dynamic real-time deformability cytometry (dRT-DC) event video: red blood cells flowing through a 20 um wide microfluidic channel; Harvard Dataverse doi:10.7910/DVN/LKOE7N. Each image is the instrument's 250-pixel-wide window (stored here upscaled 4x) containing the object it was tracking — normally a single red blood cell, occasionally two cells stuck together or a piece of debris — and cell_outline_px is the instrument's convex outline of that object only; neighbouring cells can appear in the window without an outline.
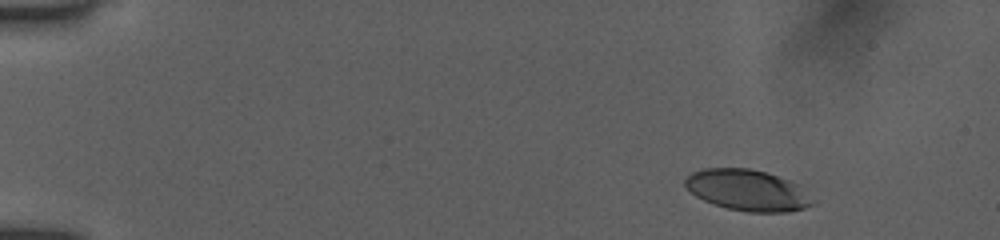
{"species": "human", "species_latin": "Homo sapiens", "temperature_condition": "room temperature", "stored_images_in_passage": 13, "camera_frame_rate_fps": 3000, "um_per_image_px": 0.085, "donor": {"sex": "female"}, "frame": {"image": 1, "passage_image": 3, "time_ms": 1.333, "image_size_px": [1000, 240], "cell_outline_px": [[816, 204], [804, 208], [788, 212], [748, 212], [728, 208], [704, 200], [696, 196], [684, 184], [684, 176], [692, 172], [704, 168], [748, 168], [764, 172], [800, 184], [816, 200]], "centroid_in_image_um": [63.59, 16.17], "position_along_channel_um": 21.4, "area_um2": 30.69}}
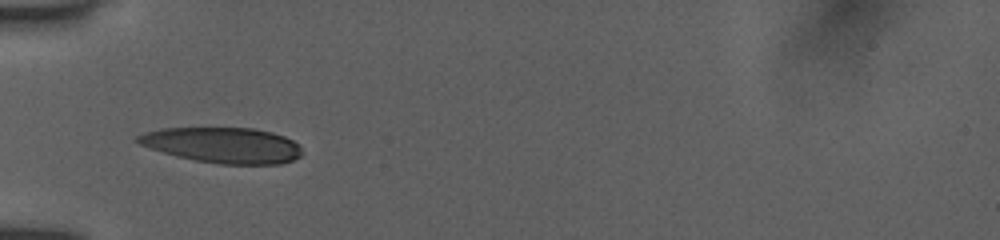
{"frame": {"image": 2, "passage_image": 9, "time_ms": 5.333, "image_size_px": [1000, 240], "cell_outline_px": [[304, 152], [300, 156], [292, 160], [280, 164], [220, 164], [196, 160], [176, 156], [140, 144], [136, 140], [136, 136], [148, 132], [164, 128], [252, 128], [272, 132], [284, 136], [292, 140]], "centroid_in_image_um": [18.98, 12.34], "position_along_channel_um": 66.0, "area_um2": 33.7}}
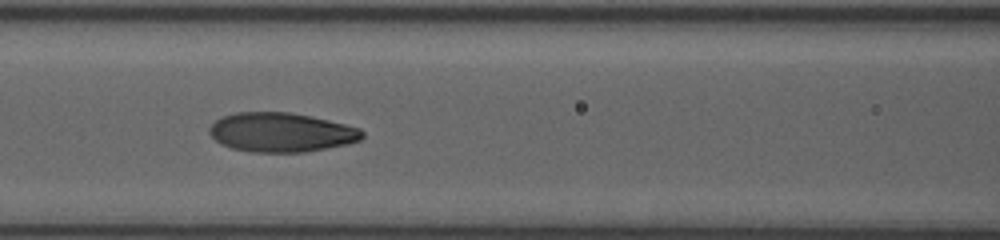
{"frame": {"image": 3, "passage_image": 12, "time_ms": 7.333, "image_size_px": [1000, 240], "cell_outline_px": [[364, 136], [360, 140], [348, 144], [304, 152], [252, 152], [232, 148], [220, 144], [208, 132], [208, 128], [216, 120], [224, 116], [236, 112], [288, 112], [308, 116], [344, 124], [360, 128], [364, 132]], "centroid_in_image_um": [23.89, 11.25], "position_along_channel_um": 142.7, "area_um2": 34.8}}